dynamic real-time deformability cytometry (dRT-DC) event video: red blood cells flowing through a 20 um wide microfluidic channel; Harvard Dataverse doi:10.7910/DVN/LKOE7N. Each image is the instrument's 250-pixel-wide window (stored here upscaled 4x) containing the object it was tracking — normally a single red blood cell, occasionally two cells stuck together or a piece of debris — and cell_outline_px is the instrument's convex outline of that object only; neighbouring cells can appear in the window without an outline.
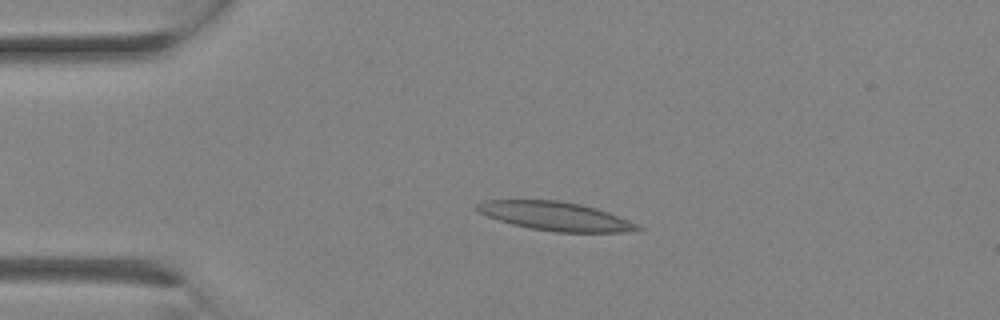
{"species": "Egyptian fruit bat (a non-hibernating species)", "species_latin": "Rousettus aegyptiacus", "temperature_condition": "room temperature", "stored_images_in_passage": 3, "camera_frame_rate_fps": 3000, "um_per_image_px": 0.085, "animal": {"sex": "female"}, "frame": {"image": 1, "passage_image": 3, "time_ms": 0.667, "image_size_px": [1000, 320], "cell_outline_px": [[644, 228], [636, 232], [556, 232], [528, 228], [512, 224], [488, 216], [480, 212], [476, 208], [476, 204], [484, 200], [560, 200], [580, 204], [596, 208], [608, 212], [640, 224]], "centroid_in_image_um": [47.29, 18.38], "position_along_channel_um": 37.7, "area_um2": 26.99}}